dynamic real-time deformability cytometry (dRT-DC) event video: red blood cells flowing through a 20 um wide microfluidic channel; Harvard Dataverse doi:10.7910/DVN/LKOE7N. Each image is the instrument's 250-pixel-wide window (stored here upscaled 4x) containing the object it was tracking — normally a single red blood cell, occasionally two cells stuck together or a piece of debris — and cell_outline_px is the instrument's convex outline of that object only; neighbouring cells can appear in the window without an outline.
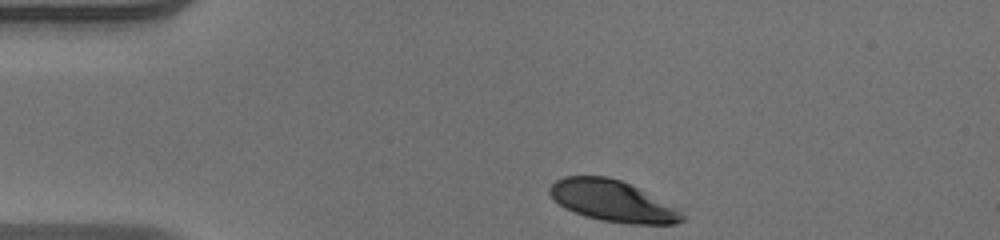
{"species": "human", "species_latin": "Homo sapiens", "temperature_condition": "warm", "stored_images_in_passage": 33, "camera_frame_rate_fps": 3000, "um_per_image_px": 0.085, "donor": {"sex": "male"}, "frame": {"image": 1, "passage_image": 1, "time_ms": 0.0, "image_size_px": [1000, 240], "cell_outline_px": [[684, 220], [676, 224], [632, 224], [600, 220], [584, 216], [564, 208], [548, 192], [548, 188], [556, 180], [564, 176], [608, 176], [620, 180], [636, 188], [680, 212], [684, 216]], "centroid_in_image_um": [51.97, 17.09], "position_along_channel_um": 33.0, "area_um2": 30.98}}
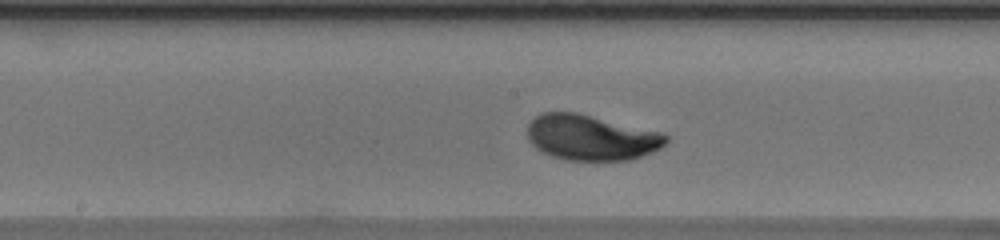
{"frame": {"image": 2, "passage_image": 17, "time_ms": 5.333, "image_size_px": [1000, 240], "cell_outline_px": [[668, 140], [660, 148], [652, 152], [628, 160], [564, 160], [540, 152], [528, 140], [528, 124], [540, 112], [576, 112], [664, 132], [668, 136]], "centroid_in_image_um": [50.24, 11.68], "position_along_channel_um": 198.0, "area_um2": 36.93}}
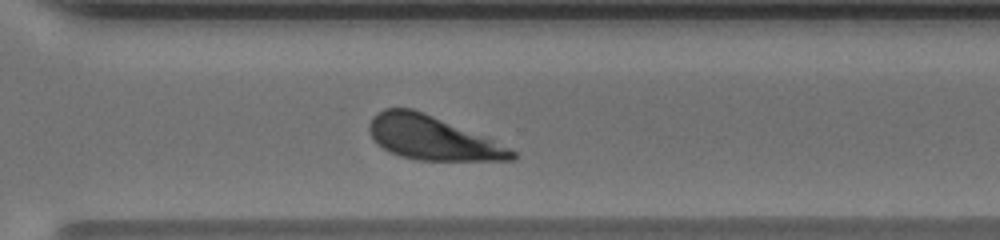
{"frame": {"image": 3, "passage_image": 27, "time_ms": 8.667, "image_size_px": [1000, 240], "cell_outline_px": [[516, 160], [416, 160], [400, 156], [388, 152], [376, 144], [368, 128], [368, 124], [372, 116], [384, 108], [412, 108], [424, 112], [492, 140], [516, 152]], "centroid_in_image_um": [36.66, 11.72], "position_along_channel_um": 333.9, "area_um2": 36.13}, "authors_computed_cell_mechanics": {"area_um2": 36.5874, "velocity_mm_per_s": 4.079, "shape_relaxation_time_tau1_ms": 2.3379, "shape_relaxation_time_tau2_ms": null, "deformation_change_tau1": 0.1549, "deformation_change_tau2": null}}